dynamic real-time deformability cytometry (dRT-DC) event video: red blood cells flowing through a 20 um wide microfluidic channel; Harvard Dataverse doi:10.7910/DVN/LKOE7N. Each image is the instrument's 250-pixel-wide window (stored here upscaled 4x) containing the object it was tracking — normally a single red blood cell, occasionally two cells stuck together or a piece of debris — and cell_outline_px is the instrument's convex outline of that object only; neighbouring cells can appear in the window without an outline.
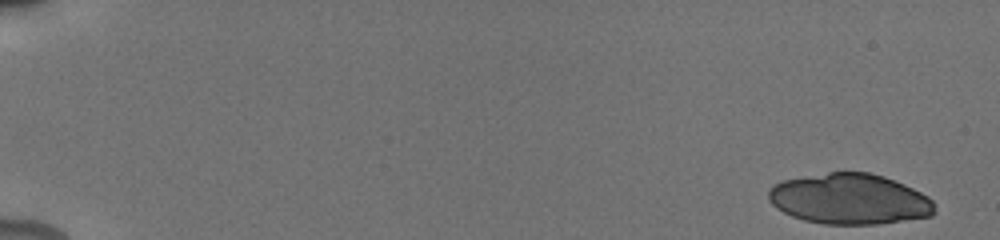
{"species": "human", "species_latin": "Homo sapiens", "temperature_condition": "cold", "stored_images_in_passage": 32, "camera_frame_rate_fps": 3000, "um_per_image_px": 0.085, "donor": {"sex": "male"}, "frame": {"image": 1, "passage_image": 1, "time_ms": 0.0, "image_size_px": [1000, 240], "cell_outline_px": [[936, 212], [932, 216], [876, 224], [824, 224], [804, 220], [792, 216], [776, 208], [768, 200], [768, 188], [772, 184], [780, 180], [828, 172], [868, 172], [884, 176], [904, 184], [928, 196], [932, 200]], "centroid_in_image_um": [72.18, 16.91], "position_along_channel_um": 12.8, "area_um2": 49.25}}
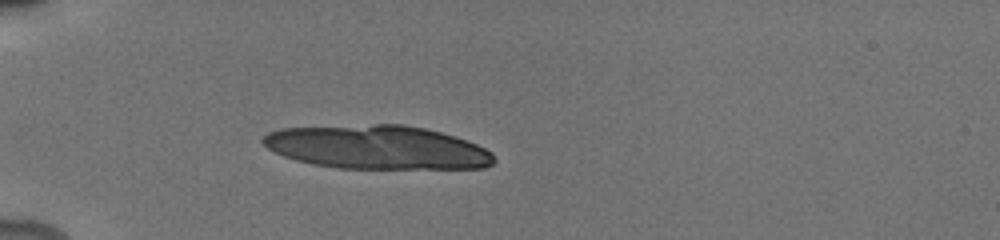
{"frame": {"image": 2, "passage_image": 28, "time_ms": 5.0, "image_size_px": [1000, 240], "cell_outline_px": [[496, 160], [492, 164], [484, 168], [336, 168], [312, 164], [296, 160], [284, 156], [268, 148], [260, 140], [268, 132], [280, 128], [376, 124], [404, 124], [424, 128], [440, 132], [476, 144], [492, 152]], "centroid_in_image_um": [32.04, 12.52], "position_along_channel_um": 53.0, "area_um2": 58.67}}